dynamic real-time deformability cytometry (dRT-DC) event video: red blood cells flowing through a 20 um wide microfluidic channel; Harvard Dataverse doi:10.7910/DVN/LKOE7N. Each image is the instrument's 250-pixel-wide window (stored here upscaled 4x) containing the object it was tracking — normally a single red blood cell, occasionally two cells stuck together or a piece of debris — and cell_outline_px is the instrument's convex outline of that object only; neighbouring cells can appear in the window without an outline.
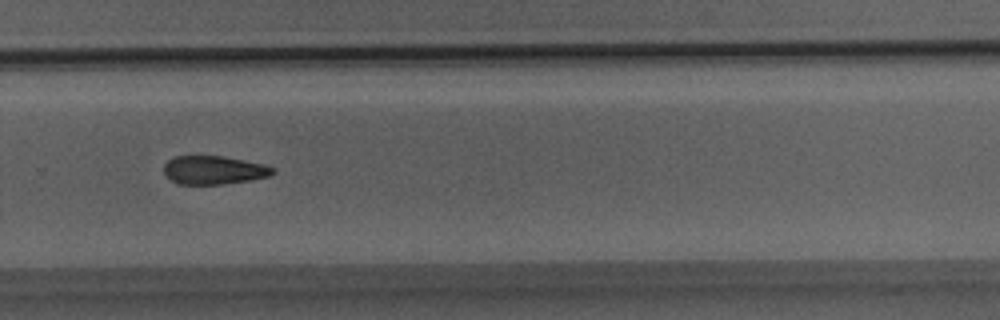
{"species": "Egyptian fruit bat (a non-hibernating species)", "species_latin": "Rousettus aegyptiacus", "temperature_condition": "room temperature", "stored_images_in_passage": 29, "camera_frame_rate_fps": 3000, "um_per_image_px": 0.085, "animal": {"sex": "male"}, "frame": {"image": 1, "passage_image": 17, "time_ms": 5.333, "image_size_px": [1000, 320], "cell_outline_px": [[276, 172], [268, 176], [248, 180], [224, 184], [176, 184], [164, 176], [164, 164], [172, 156], [224, 156], [264, 164], [276, 168]], "centroid_in_image_um": [18.14, 14.45], "position_along_channel_um": 311.7, "area_um2": 18.26}}
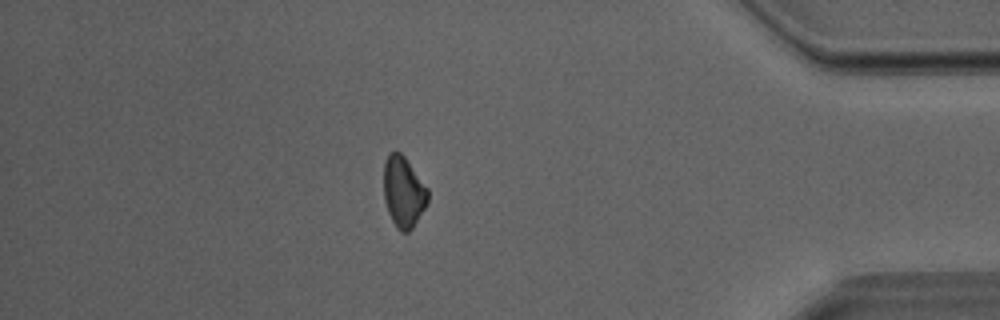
{"frame": {"image": 2, "passage_image": 24, "time_ms": 7.667, "image_size_px": [1000, 320], "cell_outline_px": [[428, 200], [424, 208], [412, 228], [408, 232], [400, 232], [396, 228], [388, 212], [384, 200], [384, 160], [388, 152], [400, 152], [404, 156], [428, 188]], "centroid_in_image_um": [34.28, 16.3], "position_along_channel_um": 400.9, "area_um2": 18.21}}
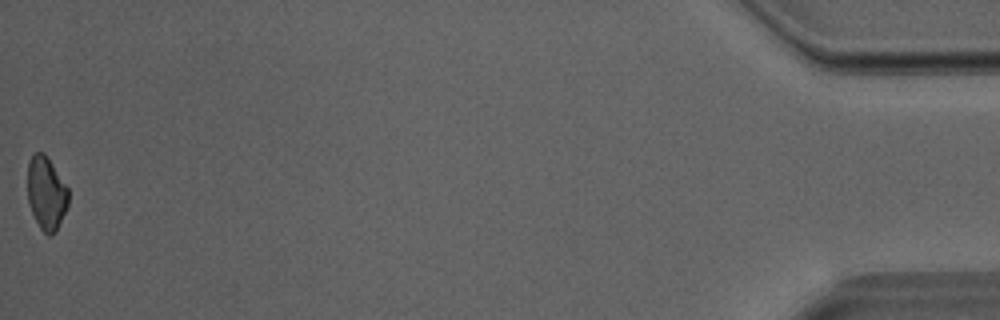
{"frame": {"image": 3, "passage_image": 29, "time_ms": 9.333, "image_size_px": [1000, 320], "cell_outline_px": [[68, 208], [56, 232], [48, 236], [40, 228], [28, 204], [28, 160], [36, 152], [44, 152], [68, 188]], "centroid_in_image_um": [3.94, 16.44], "position_along_channel_um": 431.3, "area_um2": 17.46}}